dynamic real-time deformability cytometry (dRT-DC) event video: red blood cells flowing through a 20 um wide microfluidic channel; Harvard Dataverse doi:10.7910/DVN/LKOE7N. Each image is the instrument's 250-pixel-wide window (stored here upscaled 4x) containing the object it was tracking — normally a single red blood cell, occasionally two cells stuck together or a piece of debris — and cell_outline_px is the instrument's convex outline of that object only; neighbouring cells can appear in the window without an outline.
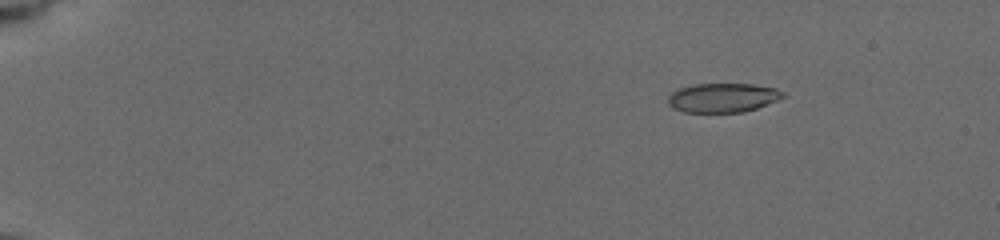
{"species": "common noctule bat (a hibernating species)", "species_latin": "Nyctalus noctula", "temperature_condition": "cold", "stored_images_in_passage": 7, "camera_frame_rate_fps": 3000, "um_per_image_px": 0.085, "animal": {"sex": "female", "body_mass_g": 19.5, "forearm_length_mm": 54.1}, "frame": {"image": 1, "passage_image": 3, "time_ms": 2.667, "image_size_px": [1000, 240], "cell_outline_px": [[788, 96], [756, 108], [744, 112], [684, 112], [672, 108], [668, 104], [668, 96], [676, 88], [692, 84], [752, 84], [776, 88], [784, 92]], "centroid_in_image_um": [61.42, 8.3], "position_along_channel_um": 23.6, "area_um2": 19.77}}
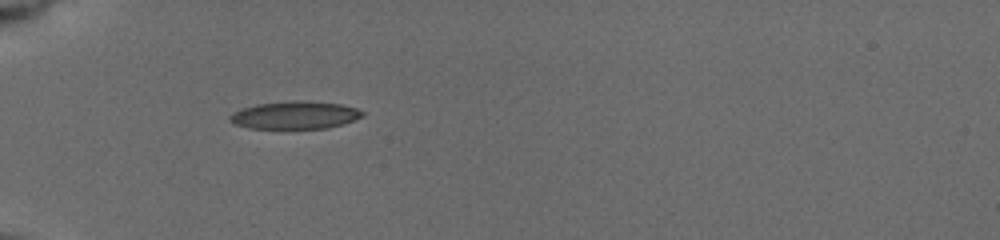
{"frame": {"image": 2, "passage_image": 6, "time_ms": 6.333, "image_size_px": [1000, 240], "cell_outline_px": [[364, 116], [340, 124], [324, 128], [252, 128], [236, 124], [228, 120], [228, 116], [232, 112], [256, 104], [292, 100], [300, 100], [340, 104], [356, 108], [364, 112]], "centroid_in_image_um": [25.04, 9.77], "position_along_channel_um": 60.0, "area_um2": 21.15}}
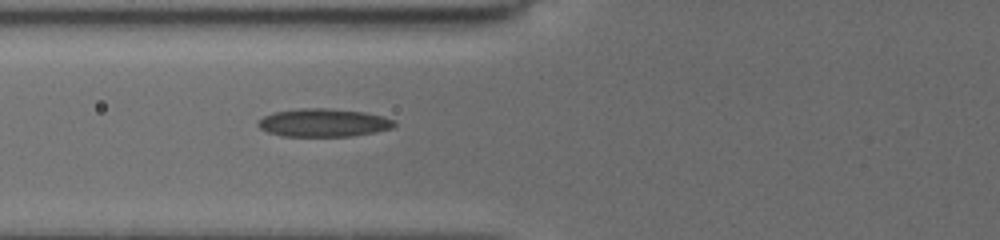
{"frame": {"image": 3, "passage_image": 7, "time_ms": 7.667, "image_size_px": [1000, 240], "cell_outline_px": [[396, 124], [392, 128], [352, 136], [280, 136], [268, 132], [260, 128], [256, 124], [264, 116], [276, 112], [300, 108], [328, 108], [364, 112], [396, 120]], "centroid_in_image_um": [27.49, 10.43], "position_along_channel_um": 98.3, "area_um2": 22.14}}